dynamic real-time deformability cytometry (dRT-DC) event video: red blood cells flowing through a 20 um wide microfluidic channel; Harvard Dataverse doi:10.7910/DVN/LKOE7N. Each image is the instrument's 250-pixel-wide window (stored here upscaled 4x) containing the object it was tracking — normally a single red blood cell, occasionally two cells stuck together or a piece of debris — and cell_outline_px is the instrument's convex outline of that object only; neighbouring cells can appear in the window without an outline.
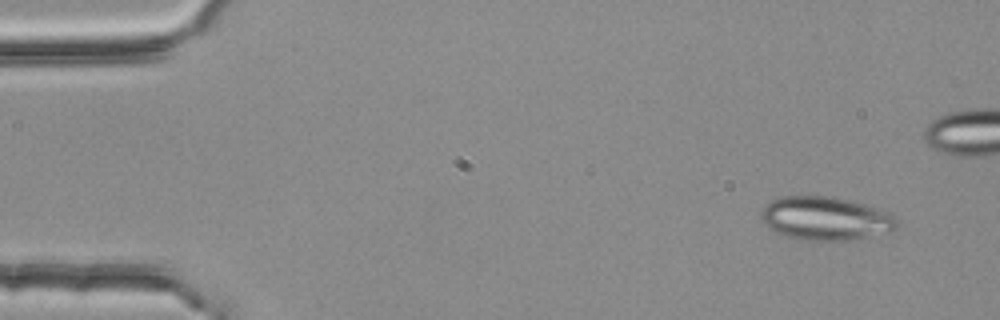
{"species": "common noctule bat (a hibernating species)", "species_latin": "Nyctalus noctula", "temperature_condition": "room temperature", "stored_images_in_passage": 4, "camera_frame_rate_fps": 3000, "um_per_image_px": 0.085, "animal": {"sex": "female", "body_mass_g": 25.1}, "frame": {"image": 1, "passage_image": 1, "time_ms": 0.0, "image_size_px": [1000, 320], "cell_outline_px": [[896, 228], [888, 232], [852, 240], [812, 240], [784, 236], [768, 228], [760, 216], [760, 212], [764, 204], [780, 196], [824, 196], [852, 200], [888, 212], [896, 220]], "centroid_in_image_um": [70.12, 18.56], "position_along_channel_um": 14.9, "area_um2": 34.28}}